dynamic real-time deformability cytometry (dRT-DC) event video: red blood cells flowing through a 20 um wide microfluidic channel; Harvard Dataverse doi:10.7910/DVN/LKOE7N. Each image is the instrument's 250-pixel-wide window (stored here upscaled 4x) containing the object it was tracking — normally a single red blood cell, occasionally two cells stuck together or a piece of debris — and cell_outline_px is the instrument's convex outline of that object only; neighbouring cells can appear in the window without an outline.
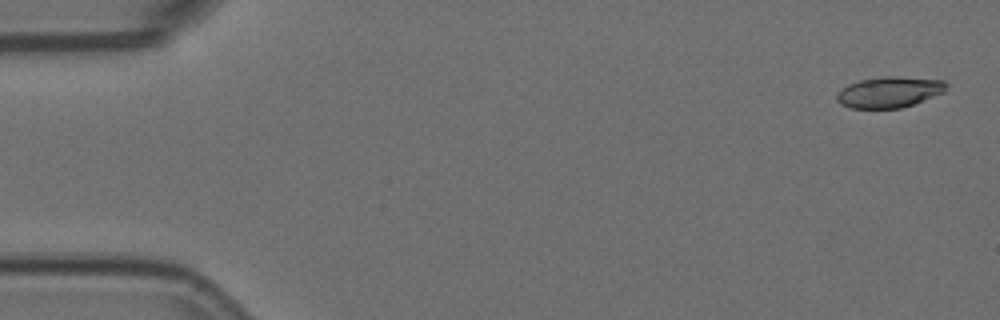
{"species": "Egyptian fruit bat (a non-hibernating species)", "species_latin": "Rousettus aegyptiacus", "temperature_condition": "room temperature", "stored_images_in_passage": 9, "camera_frame_rate_fps": 3000, "um_per_image_px": 0.085, "animal": {"sex": "female"}, "frame": {"image": 1, "passage_image": 1, "time_ms": 0.0, "image_size_px": [1000, 320], "cell_outline_px": [[948, 84], [944, 92], [912, 104], [900, 108], [852, 108], [840, 104], [836, 100], [836, 92], [848, 84], [860, 80], [884, 76], [896, 76], [944, 80]], "centroid_in_image_um": [75.56, 7.82], "position_along_channel_um": 9.4, "area_um2": 19.71}}
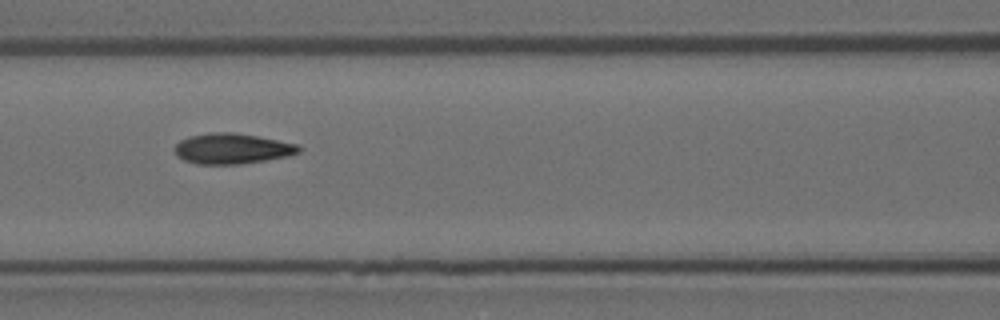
{"frame": {"image": 2, "passage_image": 7, "time_ms": 2.0, "image_size_px": [1000, 320], "cell_outline_px": [[300, 152], [288, 156], [240, 164], [196, 164], [184, 160], [176, 156], [172, 148], [180, 140], [188, 136], [208, 132], [232, 132], [256, 136], [296, 144], [300, 148]], "centroid_in_image_um": [19.64, 12.63], "position_along_channel_um": 147.0, "area_um2": 22.08}}
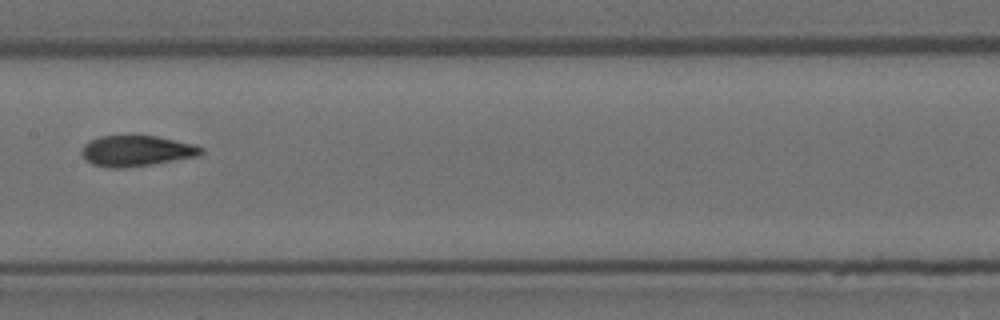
{"frame": {"image": 3, "passage_image": 8, "time_ms": 2.333, "image_size_px": [1000, 320], "cell_outline_px": [[204, 152], [200, 156], [152, 164], [124, 168], [108, 168], [92, 164], [80, 152], [84, 144], [100, 136], [156, 136], [192, 144], [204, 148]], "centroid_in_image_um": [11.62, 12.83], "position_along_channel_um": 195.8, "area_um2": 21.27}}